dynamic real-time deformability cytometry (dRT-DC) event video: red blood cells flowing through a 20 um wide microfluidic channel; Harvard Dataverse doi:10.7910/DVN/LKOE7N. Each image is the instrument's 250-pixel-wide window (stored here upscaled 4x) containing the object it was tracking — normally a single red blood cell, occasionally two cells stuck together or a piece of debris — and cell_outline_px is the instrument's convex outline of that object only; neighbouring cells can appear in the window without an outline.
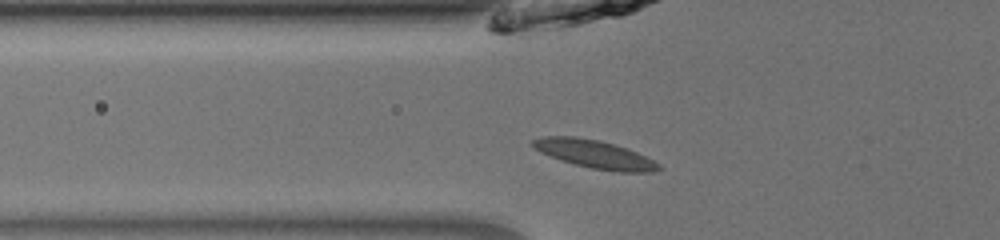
{"species": "common noctule bat (a hibernating species)", "species_latin": "Nyctalus noctula", "temperature_condition": "room temperature", "stored_images_in_passage": 11, "camera_frame_rate_fps": 3000, "um_per_image_px": 0.085, "animal": {"sex": "male", "body_mass_g": 13.0, "forearm_length_mm": 53.1}, "frame": {"image": 1, "passage_image": 4, "time_ms": 1.0, "image_size_px": [1000, 240], "cell_outline_px": [[664, 168], [656, 172], [616, 172], [592, 168], [576, 164], [540, 152], [532, 144], [532, 140], [540, 136], [576, 136], [600, 140], [636, 152], [660, 164]], "centroid_in_image_um": [50.59, 13.1], "position_along_channel_um": 75.2, "area_um2": 20.4}}
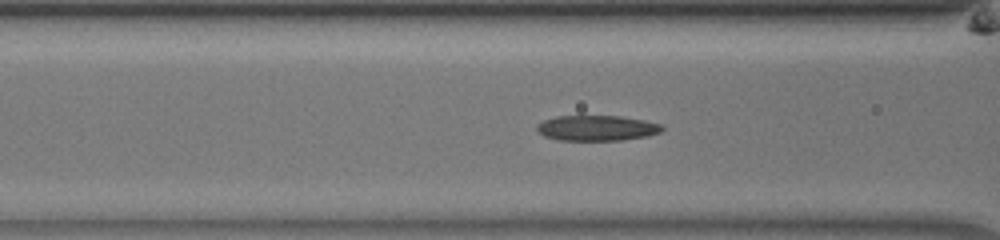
{"frame": {"image": 2, "passage_image": 7, "time_ms": 2.0, "image_size_px": [1000, 240], "cell_outline_px": [[664, 128], [660, 132], [648, 136], [620, 140], [556, 140], [544, 136], [536, 128], [536, 124], [544, 120], [556, 116], [620, 116], [644, 120], [660, 124]], "centroid_in_image_um": [50.71, 10.88], "position_along_channel_um": 115.9, "area_um2": 18.5}}
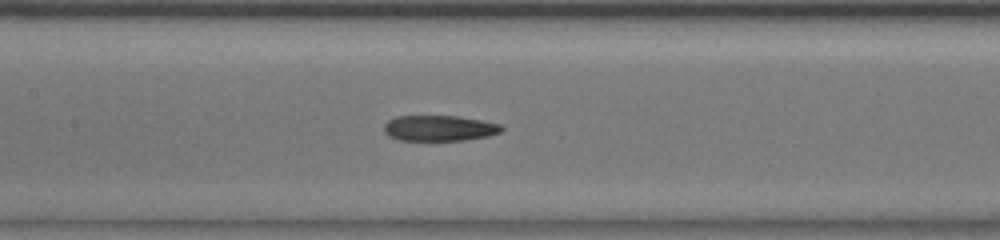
{"frame": {"image": 3, "passage_image": 11, "time_ms": 3.333, "image_size_px": [1000, 240], "cell_outline_px": [[504, 128], [500, 132], [488, 136], [464, 140], [400, 140], [388, 136], [384, 132], [384, 124], [388, 120], [396, 116], [456, 116], [480, 120], [500, 124]], "centroid_in_image_um": [37.31, 10.89], "position_along_channel_um": 170.1, "area_um2": 17.51}}